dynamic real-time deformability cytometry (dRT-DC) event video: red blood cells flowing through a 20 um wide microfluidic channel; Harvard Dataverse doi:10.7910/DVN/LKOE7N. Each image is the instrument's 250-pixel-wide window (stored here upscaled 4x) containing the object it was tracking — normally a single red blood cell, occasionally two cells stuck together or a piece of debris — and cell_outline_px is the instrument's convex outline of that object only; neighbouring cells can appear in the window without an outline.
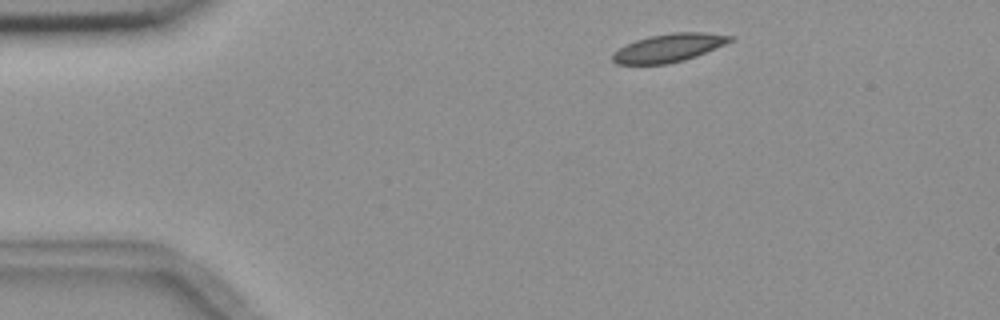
{"species": "common noctule bat (a hibernating species)", "species_latin": "Nyctalus noctula", "temperature_condition": "room temperature", "stored_images_in_passage": 3, "camera_frame_rate_fps": 3000, "um_per_image_px": 0.085, "animal": {"sex": "female", "body_mass_g": 18.4}, "frame": {"image": 1, "passage_image": 1, "time_ms": 0.0, "image_size_px": [1000, 320], "cell_outline_px": [[732, 40], [724, 44], [696, 56], [684, 60], [668, 64], [616, 64], [612, 60], [612, 52], [624, 44], [648, 36], [672, 32], [704, 32], [732, 36]], "centroid_in_image_um": [56.77, 4.06], "position_along_channel_um": 28.2, "area_um2": 19.31}}